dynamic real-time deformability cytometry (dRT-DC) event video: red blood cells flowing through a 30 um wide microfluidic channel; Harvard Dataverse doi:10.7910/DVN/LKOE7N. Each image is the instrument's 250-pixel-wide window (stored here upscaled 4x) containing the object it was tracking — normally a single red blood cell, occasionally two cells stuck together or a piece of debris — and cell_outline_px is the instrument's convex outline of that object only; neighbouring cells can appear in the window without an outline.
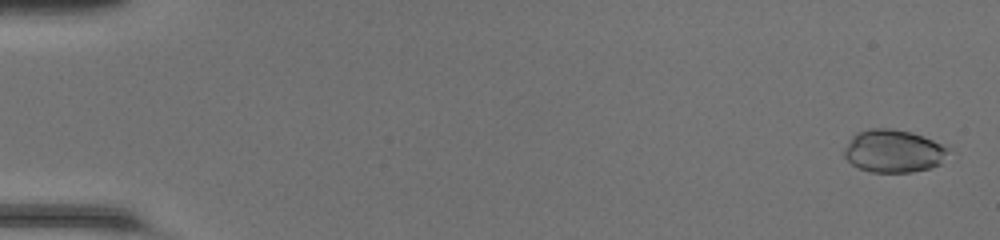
{"species": "common noctule bat (a hibernating species)", "species_latin": "Nyctalus noctula", "temperature_condition": "room temperature", "stored_images_in_passage": 49, "camera_frame_rate_fps": 3000, "um_per_image_px": 0.085, "animal": {"sex": "female", "body_mass_g": 20.0, "forearm_length_mm": 54.0}, "frame": {"image": 1, "passage_image": 2, "time_ms": 0.333, "image_size_px": [1000, 240], "cell_outline_px": [[952, 148], [940, 164], [928, 168], [912, 172], [872, 172], [860, 168], [852, 164], [844, 156], [844, 148], [852, 136], [856, 132], [868, 128], [892, 128], [912, 132], [924, 136]], "centroid_in_image_um": [75.96, 12.82], "position_along_channel_um": 9.0, "area_um2": 26.18}}
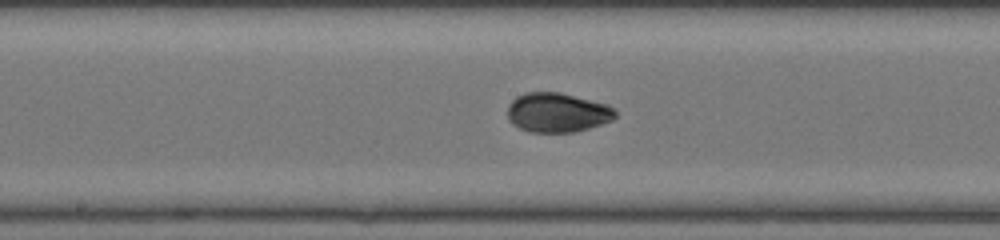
{"frame": {"image": 2, "passage_image": 27, "time_ms": 8.667, "image_size_px": [1000, 240], "cell_outline_px": [[616, 116], [612, 120], [576, 132], [528, 132], [512, 124], [508, 120], [508, 104], [516, 96], [524, 92], [560, 92], [608, 104], [616, 108]], "centroid_in_image_um": [47.36, 9.56], "position_along_channel_um": 200.8, "area_um2": 25.03}}
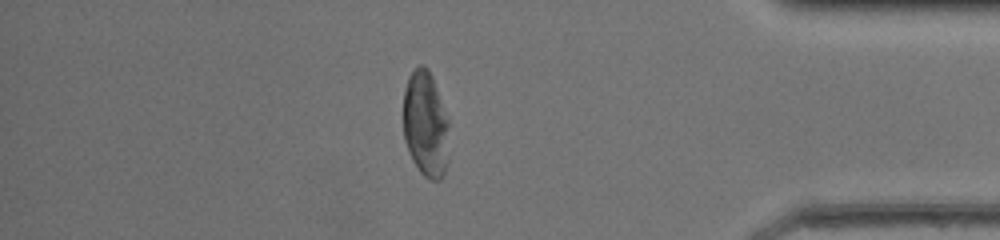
{"frame": {"image": 3, "passage_image": 43, "time_ms": 14.0, "image_size_px": [1000, 240], "cell_outline_px": [[448, 124], [444, 172], [440, 180], [428, 180], [420, 172], [412, 160], [404, 140], [404, 88], [408, 76], [420, 64], [424, 64], [428, 68], [432, 76], [448, 120]], "centroid_in_image_um": [36.13, 10.53], "position_along_channel_um": 399.1, "area_um2": 27.8}, "authors_computed_cell_mechanics": {"area_um2": 25.6632, "velocity_mm_per_s": 4.2909, "shape_relaxation_time_tau1_ms": null, "shape_relaxation_time_tau2_ms": 0.9138, "deformation_change_tau1": null, "deformation_change_tau2": 0.0412}}